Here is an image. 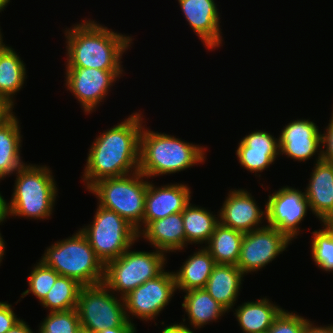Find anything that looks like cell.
<instances>
[{
  "label": "cell",
  "instance_id": "obj_7",
  "mask_svg": "<svg viewBox=\"0 0 333 333\" xmlns=\"http://www.w3.org/2000/svg\"><path fill=\"white\" fill-rule=\"evenodd\" d=\"M127 249L121 256L105 264L103 283L119 297L158 276L167 263V255L157 249L152 252Z\"/></svg>",
  "mask_w": 333,
  "mask_h": 333
},
{
  "label": "cell",
  "instance_id": "obj_43",
  "mask_svg": "<svg viewBox=\"0 0 333 333\" xmlns=\"http://www.w3.org/2000/svg\"><path fill=\"white\" fill-rule=\"evenodd\" d=\"M3 41H4L3 40V35H2L1 29H0V55L8 47V46L5 45V43Z\"/></svg>",
  "mask_w": 333,
  "mask_h": 333
},
{
  "label": "cell",
  "instance_id": "obj_25",
  "mask_svg": "<svg viewBox=\"0 0 333 333\" xmlns=\"http://www.w3.org/2000/svg\"><path fill=\"white\" fill-rule=\"evenodd\" d=\"M17 116L0 126V181L23 166L21 128Z\"/></svg>",
  "mask_w": 333,
  "mask_h": 333
},
{
  "label": "cell",
  "instance_id": "obj_24",
  "mask_svg": "<svg viewBox=\"0 0 333 333\" xmlns=\"http://www.w3.org/2000/svg\"><path fill=\"white\" fill-rule=\"evenodd\" d=\"M184 293L186 295L181 305L188 316L189 325L196 330L217 321L228 313L205 289H194Z\"/></svg>",
  "mask_w": 333,
  "mask_h": 333
},
{
  "label": "cell",
  "instance_id": "obj_26",
  "mask_svg": "<svg viewBox=\"0 0 333 333\" xmlns=\"http://www.w3.org/2000/svg\"><path fill=\"white\" fill-rule=\"evenodd\" d=\"M213 214V211L192 203L185 207L182 211V218L186 235V248L187 245L194 243L201 246L203 243L207 245L215 227L219 224V212L217 215Z\"/></svg>",
  "mask_w": 333,
  "mask_h": 333
},
{
  "label": "cell",
  "instance_id": "obj_21",
  "mask_svg": "<svg viewBox=\"0 0 333 333\" xmlns=\"http://www.w3.org/2000/svg\"><path fill=\"white\" fill-rule=\"evenodd\" d=\"M244 276L246 275L236 265L216 264L204 289L230 312L240 295Z\"/></svg>",
  "mask_w": 333,
  "mask_h": 333
},
{
  "label": "cell",
  "instance_id": "obj_17",
  "mask_svg": "<svg viewBox=\"0 0 333 333\" xmlns=\"http://www.w3.org/2000/svg\"><path fill=\"white\" fill-rule=\"evenodd\" d=\"M191 199V189L183 182L165 184L158 187L149 181L145 197L142 228L151 221L182 212Z\"/></svg>",
  "mask_w": 333,
  "mask_h": 333
},
{
  "label": "cell",
  "instance_id": "obj_4",
  "mask_svg": "<svg viewBox=\"0 0 333 333\" xmlns=\"http://www.w3.org/2000/svg\"><path fill=\"white\" fill-rule=\"evenodd\" d=\"M207 149L199 144L185 142L143 125L140 133L139 168L148 180L160 175L184 171L206 161Z\"/></svg>",
  "mask_w": 333,
  "mask_h": 333
},
{
  "label": "cell",
  "instance_id": "obj_32",
  "mask_svg": "<svg viewBox=\"0 0 333 333\" xmlns=\"http://www.w3.org/2000/svg\"><path fill=\"white\" fill-rule=\"evenodd\" d=\"M80 326L76 309L49 312L40 323L38 333H76Z\"/></svg>",
  "mask_w": 333,
  "mask_h": 333
},
{
  "label": "cell",
  "instance_id": "obj_8",
  "mask_svg": "<svg viewBox=\"0 0 333 333\" xmlns=\"http://www.w3.org/2000/svg\"><path fill=\"white\" fill-rule=\"evenodd\" d=\"M94 220L79 228L105 265L138 242L137 230L116 212L97 205Z\"/></svg>",
  "mask_w": 333,
  "mask_h": 333
},
{
  "label": "cell",
  "instance_id": "obj_6",
  "mask_svg": "<svg viewBox=\"0 0 333 333\" xmlns=\"http://www.w3.org/2000/svg\"><path fill=\"white\" fill-rule=\"evenodd\" d=\"M144 178L146 180H144ZM148 178L140 171L97 181L89 189L97 204L116 212L139 233L143 226Z\"/></svg>",
  "mask_w": 333,
  "mask_h": 333
},
{
  "label": "cell",
  "instance_id": "obj_30",
  "mask_svg": "<svg viewBox=\"0 0 333 333\" xmlns=\"http://www.w3.org/2000/svg\"><path fill=\"white\" fill-rule=\"evenodd\" d=\"M322 226L311 232V256L319 269L333 273V232L324 223Z\"/></svg>",
  "mask_w": 333,
  "mask_h": 333
},
{
  "label": "cell",
  "instance_id": "obj_45",
  "mask_svg": "<svg viewBox=\"0 0 333 333\" xmlns=\"http://www.w3.org/2000/svg\"><path fill=\"white\" fill-rule=\"evenodd\" d=\"M76 333H94V332H92L89 329H86V328L80 326V328L78 329V331Z\"/></svg>",
  "mask_w": 333,
  "mask_h": 333
},
{
  "label": "cell",
  "instance_id": "obj_15",
  "mask_svg": "<svg viewBox=\"0 0 333 333\" xmlns=\"http://www.w3.org/2000/svg\"><path fill=\"white\" fill-rule=\"evenodd\" d=\"M227 195L218 211L221 225L243 233L265 226L261 224L267 220L266 203L262 210L246 189H231Z\"/></svg>",
  "mask_w": 333,
  "mask_h": 333
},
{
  "label": "cell",
  "instance_id": "obj_5",
  "mask_svg": "<svg viewBox=\"0 0 333 333\" xmlns=\"http://www.w3.org/2000/svg\"><path fill=\"white\" fill-rule=\"evenodd\" d=\"M41 260L60 276L76 280L82 286L103 283V262L96 256L85 235L78 229L71 237L47 247Z\"/></svg>",
  "mask_w": 333,
  "mask_h": 333
},
{
  "label": "cell",
  "instance_id": "obj_14",
  "mask_svg": "<svg viewBox=\"0 0 333 333\" xmlns=\"http://www.w3.org/2000/svg\"><path fill=\"white\" fill-rule=\"evenodd\" d=\"M277 137L280 155H287L298 162H305L316 155L315 162L322 160V132L310 118L291 120Z\"/></svg>",
  "mask_w": 333,
  "mask_h": 333
},
{
  "label": "cell",
  "instance_id": "obj_9",
  "mask_svg": "<svg viewBox=\"0 0 333 333\" xmlns=\"http://www.w3.org/2000/svg\"><path fill=\"white\" fill-rule=\"evenodd\" d=\"M76 310L81 326L94 333L129 322L123 298L114 294L104 283L82 286Z\"/></svg>",
  "mask_w": 333,
  "mask_h": 333
},
{
  "label": "cell",
  "instance_id": "obj_46",
  "mask_svg": "<svg viewBox=\"0 0 333 333\" xmlns=\"http://www.w3.org/2000/svg\"><path fill=\"white\" fill-rule=\"evenodd\" d=\"M260 333H270V332H269V330H267V331H264V332H260Z\"/></svg>",
  "mask_w": 333,
  "mask_h": 333
},
{
  "label": "cell",
  "instance_id": "obj_1",
  "mask_svg": "<svg viewBox=\"0 0 333 333\" xmlns=\"http://www.w3.org/2000/svg\"><path fill=\"white\" fill-rule=\"evenodd\" d=\"M143 117L140 110L135 111L121 123L97 135L89 148L81 177L86 190L99 180L138 171Z\"/></svg>",
  "mask_w": 333,
  "mask_h": 333
},
{
  "label": "cell",
  "instance_id": "obj_3",
  "mask_svg": "<svg viewBox=\"0 0 333 333\" xmlns=\"http://www.w3.org/2000/svg\"><path fill=\"white\" fill-rule=\"evenodd\" d=\"M49 166L25 163L14 174L16 180L11 199L0 193V212L7 219L18 216L28 219H49L58 196L57 183Z\"/></svg>",
  "mask_w": 333,
  "mask_h": 333
},
{
  "label": "cell",
  "instance_id": "obj_27",
  "mask_svg": "<svg viewBox=\"0 0 333 333\" xmlns=\"http://www.w3.org/2000/svg\"><path fill=\"white\" fill-rule=\"evenodd\" d=\"M244 233L225 227L220 223L215 227L208 245L209 251L216 264L237 265Z\"/></svg>",
  "mask_w": 333,
  "mask_h": 333
},
{
  "label": "cell",
  "instance_id": "obj_20",
  "mask_svg": "<svg viewBox=\"0 0 333 333\" xmlns=\"http://www.w3.org/2000/svg\"><path fill=\"white\" fill-rule=\"evenodd\" d=\"M138 238L146 239L151 247L153 246L165 254L181 252L186 248L182 212L149 222L138 233Z\"/></svg>",
  "mask_w": 333,
  "mask_h": 333
},
{
  "label": "cell",
  "instance_id": "obj_11",
  "mask_svg": "<svg viewBox=\"0 0 333 333\" xmlns=\"http://www.w3.org/2000/svg\"><path fill=\"white\" fill-rule=\"evenodd\" d=\"M64 83L77 99L85 114L92 113L104 102L110 89L122 77L124 70L65 67Z\"/></svg>",
  "mask_w": 333,
  "mask_h": 333
},
{
  "label": "cell",
  "instance_id": "obj_28",
  "mask_svg": "<svg viewBox=\"0 0 333 333\" xmlns=\"http://www.w3.org/2000/svg\"><path fill=\"white\" fill-rule=\"evenodd\" d=\"M17 52L8 46L0 55V95L12 104L27 78L26 67Z\"/></svg>",
  "mask_w": 333,
  "mask_h": 333
},
{
  "label": "cell",
  "instance_id": "obj_36",
  "mask_svg": "<svg viewBox=\"0 0 333 333\" xmlns=\"http://www.w3.org/2000/svg\"><path fill=\"white\" fill-rule=\"evenodd\" d=\"M14 106L15 104H12L5 96L0 95V126L14 116Z\"/></svg>",
  "mask_w": 333,
  "mask_h": 333
},
{
  "label": "cell",
  "instance_id": "obj_18",
  "mask_svg": "<svg viewBox=\"0 0 333 333\" xmlns=\"http://www.w3.org/2000/svg\"><path fill=\"white\" fill-rule=\"evenodd\" d=\"M235 152L240 166L257 177L280 156L279 138L268 131L256 130L240 140Z\"/></svg>",
  "mask_w": 333,
  "mask_h": 333
},
{
  "label": "cell",
  "instance_id": "obj_2",
  "mask_svg": "<svg viewBox=\"0 0 333 333\" xmlns=\"http://www.w3.org/2000/svg\"><path fill=\"white\" fill-rule=\"evenodd\" d=\"M81 21L64 31L65 66L123 70L122 56L130 49L134 38L115 32L90 18Z\"/></svg>",
  "mask_w": 333,
  "mask_h": 333
},
{
  "label": "cell",
  "instance_id": "obj_22",
  "mask_svg": "<svg viewBox=\"0 0 333 333\" xmlns=\"http://www.w3.org/2000/svg\"><path fill=\"white\" fill-rule=\"evenodd\" d=\"M234 310L232 311L235 312L234 316L243 333H260L272 326L283 308L263 297L256 301L244 302Z\"/></svg>",
  "mask_w": 333,
  "mask_h": 333
},
{
  "label": "cell",
  "instance_id": "obj_19",
  "mask_svg": "<svg viewBox=\"0 0 333 333\" xmlns=\"http://www.w3.org/2000/svg\"><path fill=\"white\" fill-rule=\"evenodd\" d=\"M314 164L304 193L310 211L324 223L333 213V164L323 160Z\"/></svg>",
  "mask_w": 333,
  "mask_h": 333
},
{
  "label": "cell",
  "instance_id": "obj_33",
  "mask_svg": "<svg viewBox=\"0 0 333 333\" xmlns=\"http://www.w3.org/2000/svg\"><path fill=\"white\" fill-rule=\"evenodd\" d=\"M309 319L283 309L268 329L270 333H304Z\"/></svg>",
  "mask_w": 333,
  "mask_h": 333
},
{
  "label": "cell",
  "instance_id": "obj_39",
  "mask_svg": "<svg viewBox=\"0 0 333 333\" xmlns=\"http://www.w3.org/2000/svg\"><path fill=\"white\" fill-rule=\"evenodd\" d=\"M136 325L133 322H128L124 326L115 327V328H105L99 333H137Z\"/></svg>",
  "mask_w": 333,
  "mask_h": 333
},
{
  "label": "cell",
  "instance_id": "obj_40",
  "mask_svg": "<svg viewBox=\"0 0 333 333\" xmlns=\"http://www.w3.org/2000/svg\"><path fill=\"white\" fill-rule=\"evenodd\" d=\"M6 333H35L31 327L24 321L20 320L13 328L9 329Z\"/></svg>",
  "mask_w": 333,
  "mask_h": 333
},
{
  "label": "cell",
  "instance_id": "obj_29",
  "mask_svg": "<svg viewBox=\"0 0 333 333\" xmlns=\"http://www.w3.org/2000/svg\"><path fill=\"white\" fill-rule=\"evenodd\" d=\"M82 285L76 280L59 276L50 291L40 302L49 312L76 309L78 295Z\"/></svg>",
  "mask_w": 333,
  "mask_h": 333
},
{
  "label": "cell",
  "instance_id": "obj_23",
  "mask_svg": "<svg viewBox=\"0 0 333 333\" xmlns=\"http://www.w3.org/2000/svg\"><path fill=\"white\" fill-rule=\"evenodd\" d=\"M200 248L183 262L179 270L173 272L179 292L204 289L216 265L209 251L203 246Z\"/></svg>",
  "mask_w": 333,
  "mask_h": 333
},
{
  "label": "cell",
  "instance_id": "obj_38",
  "mask_svg": "<svg viewBox=\"0 0 333 333\" xmlns=\"http://www.w3.org/2000/svg\"><path fill=\"white\" fill-rule=\"evenodd\" d=\"M304 333H333V324L331 325H324V326H316V324L314 323V321H308L307 325H306V329Z\"/></svg>",
  "mask_w": 333,
  "mask_h": 333
},
{
  "label": "cell",
  "instance_id": "obj_41",
  "mask_svg": "<svg viewBox=\"0 0 333 333\" xmlns=\"http://www.w3.org/2000/svg\"><path fill=\"white\" fill-rule=\"evenodd\" d=\"M6 218L5 216L0 212V225H2L3 222H5ZM3 236L0 233V264L2 262V259H4V255H6L5 253V240L2 238Z\"/></svg>",
  "mask_w": 333,
  "mask_h": 333
},
{
  "label": "cell",
  "instance_id": "obj_44",
  "mask_svg": "<svg viewBox=\"0 0 333 333\" xmlns=\"http://www.w3.org/2000/svg\"><path fill=\"white\" fill-rule=\"evenodd\" d=\"M10 3V0H0V12L4 11L6 6Z\"/></svg>",
  "mask_w": 333,
  "mask_h": 333
},
{
  "label": "cell",
  "instance_id": "obj_34",
  "mask_svg": "<svg viewBox=\"0 0 333 333\" xmlns=\"http://www.w3.org/2000/svg\"><path fill=\"white\" fill-rule=\"evenodd\" d=\"M13 309L12 304L0 301V333H6L21 320Z\"/></svg>",
  "mask_w": 333,
  "mask_h": 333
},
{
  "label": "cell",
  "instance_id": "obj_31",
  "mask_svg": "<svg viewBox=\"0 0 333 333\" xmlns=\"http://www.w3.org/2000/svg\"><path fill=\"white\" fill-rule=\"evenodd\" d=\"M36 263L28 275L29 287L21 294V298L31 293L41 302L60 275L53 268L46 266L41 260Z\"/></svg>",
  "mask_w": 333,
  "mask_h": 333
},
{
  "label": "cell",
  "instance_id": "obj_37",
  "mask_svg": "<svg viewBox=\"0 0 333 333\" xmlns=\"http://www.w3.org/2000/svg\"><path fill=\"white\" fill-rule=\"evenodd\" d=\"M183 323H171V325L169 324L167 326V324L164 326L165 328L161 331V333H194L195 331H193L191 328H189V325L187 326L184 325L186 319H185V315L184 318H182Z\"/></svg>",
  "mask_w": 333,
  "mask_h": 333
},
{
  "label": "cell",
  "instance_id": "obj_13",
  "mask_svg": "<svg viewBox=\"0 0 333 333\" xmlns=\"http://www.w3.org/2000/svg\"><path fill=\"white\" fill-rule=\"evenodd\" d=\"M310 211L304 191L290 186H283L269 194L266 201L267 225L277 228L291 241L300 231V223Z\"/></svg>",
  "mask_w": 333,
  "mask_h": 333
},
{
  "label": "cell",
  "instance_id": "obj_42",
  "mask_svg": "<svg viewBox=\"0 0 333 333\" xmlns=\"http://www.w3.org/2000/svg\"><path fill=\"white\" fill-rule=\"evenodd\" d=\"M324 224L333 232V213L324 221Z\"/></svg>",
  "mask_w": 333,
  "mask_h": 333
},
{
  "label": "cell",
  "instance_id": "obj_10",
  "mask_svg": "<svg viewBox=\"0 0 333 333\" xmlns=\"http://www.w3.org/2000/svg\"><path fill=\"white\" fill-rule=\"evenodd\" d=\"M176 292L173 271L164 269L158 276L149 279L123 297L128 321L133 322V317L145 322L154 321L169 305Z\"/></svg>",
  "mask_w": 333,
  "mask_h": 333
},
{
  "label": "cell",
  "instance_id": "obj_35",
  "mask_svg": "<svg viewBox=\"0 0 333 333\" xmlns=\"http://www.w3.org/2000/svg\"><path fill=\"white\" fill-rule=\"evenodd\" d=\"M333 110V109H332ZM330 120L322 133V160L333 164V111Z\"/></svg>",
  "mask_w": 333,
  "mask_h": 333
},
{
  "label": "cell",
  "instance_id": "obj_12",
  "mask_svg": "<svg viewBox=\"0 0 333 333\" xmlns=\"http://www.w3.org/2000/svg\"><path fill=\"white\" fill-rule=\"evenodd\" d=\"M291 240L277 228L264 227L244 233L237 265L244 274L257 272L288 248Z\"/></svg>",
  "mask_w": 333,
  "mask_h": 333
},
{
  "label": "cell",
  "instance_id": "obj_16",
  "mask_svg": "<svg viewBox=\"0 0 333 333\" xmlns=\"http://www.w3.org/2000/svg\"><path fill=\"white\" fill-rule=\"evenodd\" d=\"M188 25L201 39L206 50L222 46L220 13L215 0H178Z\"/></svg>",
  "mask_w": 333,
  "mask_h": 333
}]
</instances>
